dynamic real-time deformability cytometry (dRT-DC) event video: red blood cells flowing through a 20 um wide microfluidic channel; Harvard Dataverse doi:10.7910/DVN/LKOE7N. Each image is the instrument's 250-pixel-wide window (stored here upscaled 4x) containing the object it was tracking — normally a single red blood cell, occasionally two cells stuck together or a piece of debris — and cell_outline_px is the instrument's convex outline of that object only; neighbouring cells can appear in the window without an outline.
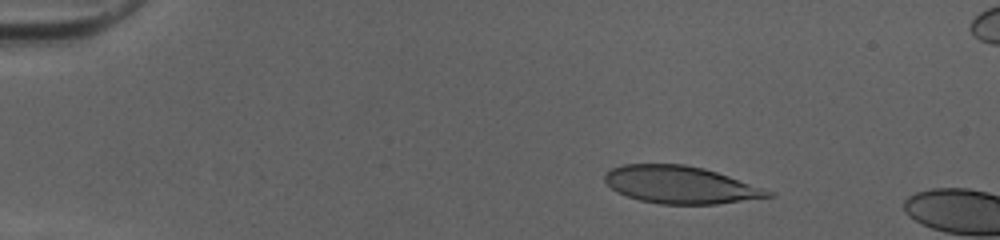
{"species": "human", "species_latin": "Homo sapiens", "temperature_condition": "cold", "stored_images_in_passage": 12, "camera_frame_rate_fps": 3000, "um_per_image_px": 0.085, "donor": {"sex": "female"}, "frame": {"image": 1, "passage_image": 7, "time_ms": 2.0, "image_size_px": [1000, 240], "cell_outline_px": [[776, 196], [716, 204], [660, 204], [640, 200], [616, 192], [604, 180], [604, 176], [608, 168], [624, 164], [684, 164], [704, 168], [776, 192]], "centroid_in_image_um": [57.83, 15.7], "position_along_channel_um": 27.2, "area_um2": 35.66}}